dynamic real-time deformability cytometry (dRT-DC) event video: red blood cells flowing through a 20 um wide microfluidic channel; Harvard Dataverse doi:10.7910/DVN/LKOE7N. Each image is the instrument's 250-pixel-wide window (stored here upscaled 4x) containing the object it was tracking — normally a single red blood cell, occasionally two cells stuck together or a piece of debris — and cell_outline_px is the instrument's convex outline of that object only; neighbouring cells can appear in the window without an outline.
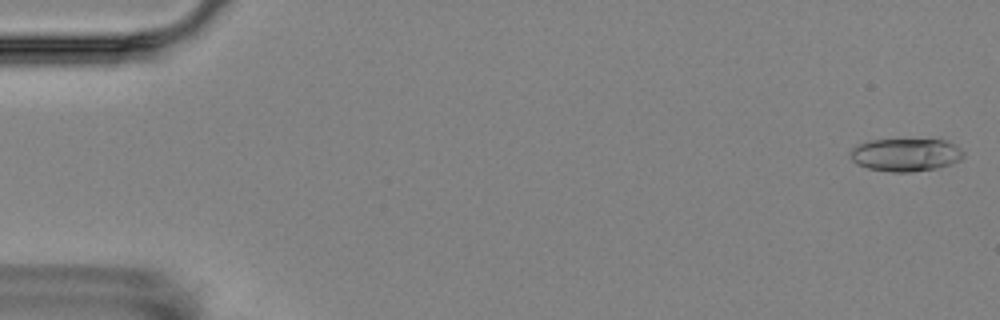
{"species": "Egyptian fruit bat (a non-hibernating species)", "species_latin": "Rousettus aegyptiacus", "temperature_condition": "room temperature", "stored_images_in_passage": 4, "camera_frame_rate_fps": 3000, "um_per_image_px": 0.085, "animal": {"sex": "female"}, "frame": {"image": 1, "passage_image": 1, "time_ms": 0.0, "image_size_px": [1000, 320], "cell_outline_px": [[964, 156], [960, 160], [952, 164], [936, 168], [912, 172], [892, 172], [868, 168], [856, 164], [852, 160], [848, 152], [852, 148], [868, 140], [948, 140], [956, 144], [964, 152]], "centroid_in_image_um": [77.0, 13.16], "position_along_channel_um": 8.0, "area_um2": 21.85}}